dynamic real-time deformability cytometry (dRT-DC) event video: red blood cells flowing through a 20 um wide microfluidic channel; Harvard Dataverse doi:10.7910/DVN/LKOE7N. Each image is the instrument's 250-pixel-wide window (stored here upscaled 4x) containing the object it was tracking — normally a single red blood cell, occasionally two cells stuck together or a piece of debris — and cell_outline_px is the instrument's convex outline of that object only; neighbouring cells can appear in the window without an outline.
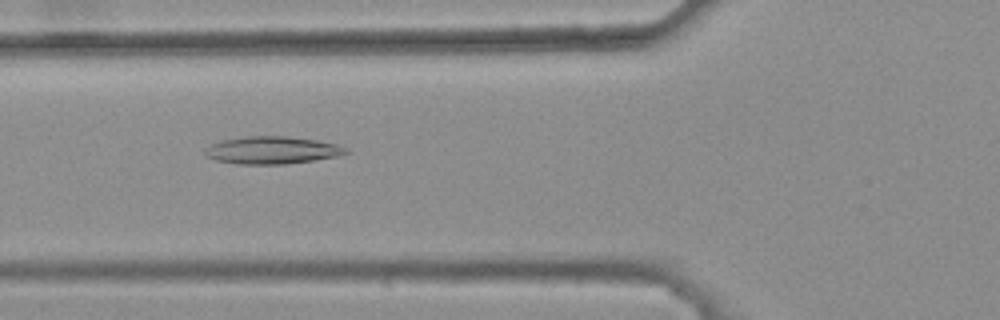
{"species": "common noctule bat (a hibernating species)", "species_latin": "Nyctalus noctula", "temperature_condition": "warm", "stored_images_in_passage": 31, "camera_frame_rate_fps": 3000, "um_per_image_px": 0.085, "animal": {"sex": "female", "body_mass_g": 25.1}, "frame": {"image": 1, "passage_image": 4, "time_ms": 1.0, "image_size_px": [1000, 320], "cell_outline_px": [[348, 152], [336, 156], [312, 160], [284, 164], [236, 164], [216, 160], [208, 156], [204, 152], [212, 144], [224, 140], [244, 136], [288, 136], [316, 140], [336, 144], [344, 148]], "centroid_in_image_um": [23.1, 12.76], "position_along_channel_um": 102.7, "area_um2": 22.14}}
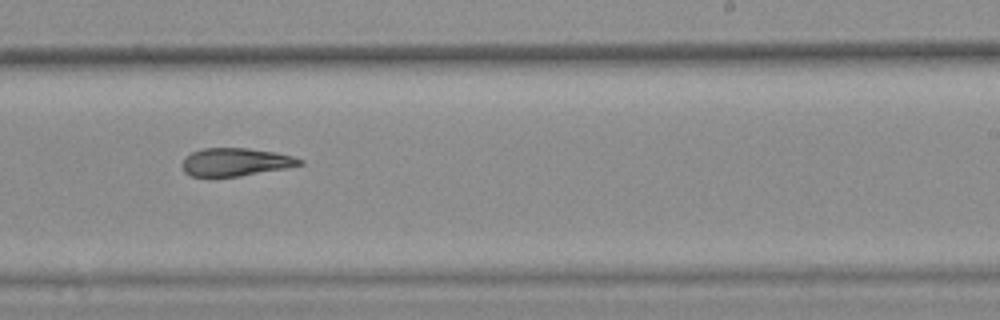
{"frame": {"image": 2, "passage_image": 17, "time_ms": 5.333, "image_size_px": [1000, 320], "cell_outline_px": [[304, 164], [284, 168], [240, 176], [192, 176], [184, 172], [180, 164], [184, 156], [192, 152], [204, 148], [248, 148], [276, 152], [292, 156], [304, 160]], "centroid_in_image_um": [19.99, 13.76], "position_along_channel_um": 269.0, "area_um2": 19.19}}
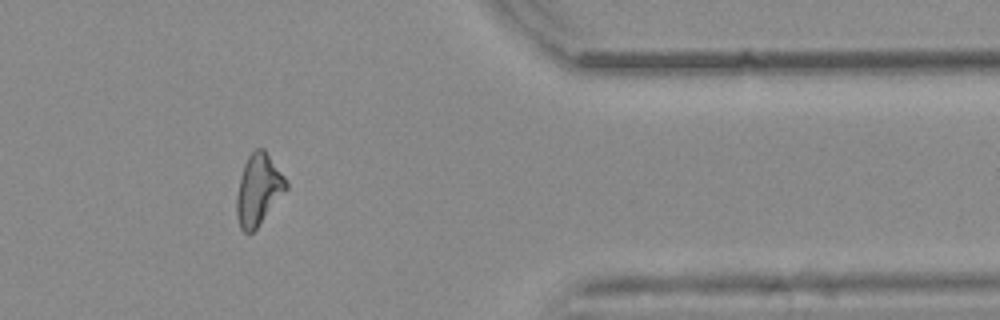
{"frame": {"image": 3, "passage_image": 28, "time_ms": 9.0, "image_size_px": [1000, 320], "cell_outline_px": [[288, 188], [256, 228], [252, 232], [244, 232], [240, 228], [236, 216], [236, 196], [240, 176], [244, 164], [248, 156], [256, 148], [264, 148], [288, 180]], "centroid_in_image_um": [21.96, 16.09], "position_along_channel_um": 389.4, "area_um2": 20.52}, "authors_computed_cell_mechanics": {"area_um2": 20.1144, "velocity_mm_per_s": 3.848, "shape_relaxation_time_tau1_ms": null, "shape_relaxation_time_tau2_ms": 9.7925, "deformation_change_tau1": null, "deformation_change_tau2": 0.2005}}